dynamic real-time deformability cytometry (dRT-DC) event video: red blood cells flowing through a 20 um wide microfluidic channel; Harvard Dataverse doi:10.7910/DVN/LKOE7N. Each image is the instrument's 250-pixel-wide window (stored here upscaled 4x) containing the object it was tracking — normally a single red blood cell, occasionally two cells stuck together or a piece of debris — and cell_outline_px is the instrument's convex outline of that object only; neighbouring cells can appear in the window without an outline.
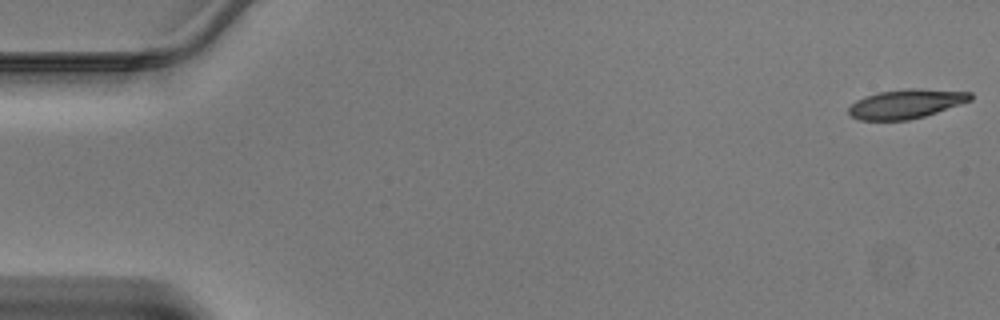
{"species": "Egyptian fruit bat (a non-hibernating species)", "species_latin": "Rousettus aegyptiacus", "temperature_condition": "warm", "stored_images_in_passage": 32, "camera_frame_rate_fps": 3000, "um_per_image_px": 0.085, "animal": {"sex": "male"}, "frame": {"image": 1, "passage_image": 1, "time_ms": 0.0, "image_size_px": [1000, 320], "cell_outline_px": [[972, 100], [924, 116], [908, 120], [860, 120], [852, 116], [848, 112], [848, 108], [856, 100], [864, 96], [876, 92], [908, 88], [920, 88], [972, 92]], "centroid_in_image_um": [77.01, 8.81], "position_along_channel_um": 8.0, "area_um2": 20.75}}
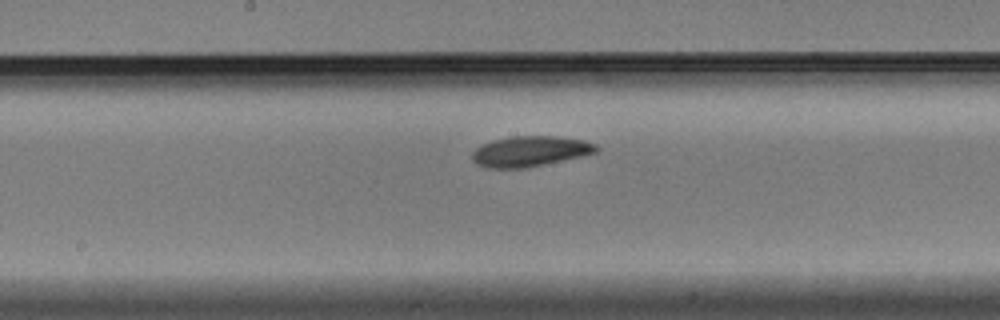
{"frame": {"image": 2, "passage_image": 14, "time_ms": 4.333, "image_size_px": [1000, 320], "cell_outline_px": [[600, 148], [596, 152], [584, 156], [528, 168], [484, 168], [476, 164], [472, 160], [472, 152], [480, 144], [492, 140], [512, 136], [556, 136], [584, 140], [596, 144]], "centroid_in_image_um": [45.05, 12.87], "position_along_channel_um": 203.2, "area_um2": 22.43}}
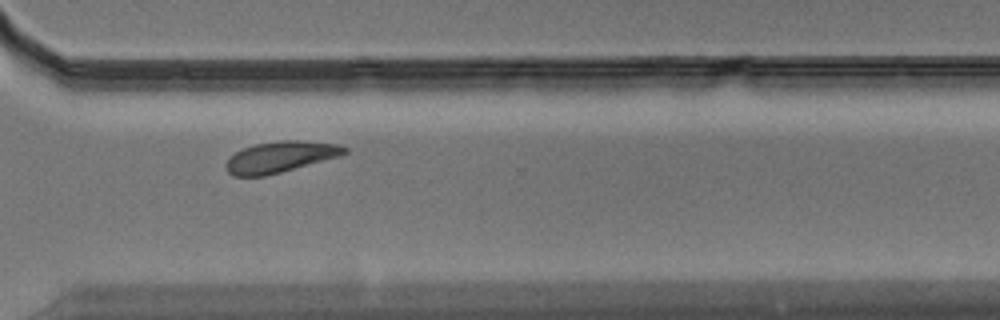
{"frame": {"image": 3, "passage_image": 24, "time_ms": 7.667, "image_size_px": [1000, 320], "cell_outline_px": [[348, 152], [340, 156], [280, 172], [264, 176], [232, 176], [224, 168], [224, 164], [236, 152], [244, 148], [256, 144], [284, 140], [300, 140], [336, 144], [348, 148]], "centroid_in_image_um": [23.81, 13.34], "position_along_channel_um": 346.8, "area_um2": 21.21}}